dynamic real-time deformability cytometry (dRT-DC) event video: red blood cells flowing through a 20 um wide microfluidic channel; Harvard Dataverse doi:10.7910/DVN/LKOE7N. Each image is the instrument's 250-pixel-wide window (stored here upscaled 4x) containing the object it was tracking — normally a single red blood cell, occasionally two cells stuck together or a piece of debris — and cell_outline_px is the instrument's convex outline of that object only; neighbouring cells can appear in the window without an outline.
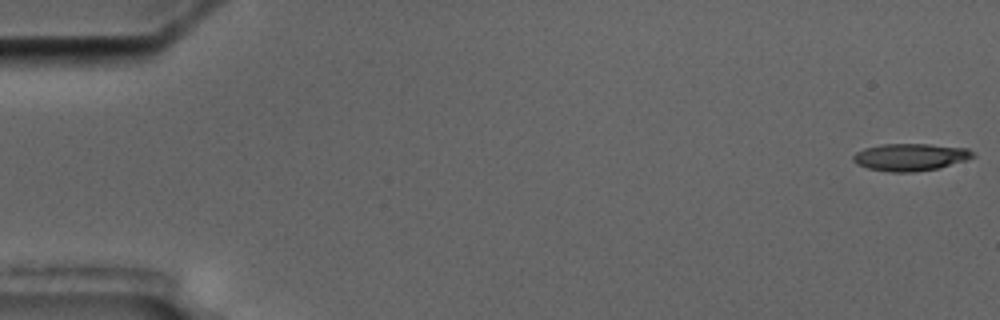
{"species": "common noctule bat (a hibernating species)", "species_latin": "Nyctalus noctula", "temperature_condition": "cold", "stored_images_in_passage": 15, "camera_frame_rate_fps": 3000, "um_per_image_px": 0.085, "animal": {"sex": "male", "body_mass_g": 17.5, "forearm_length_mm": 52.3}, "frame": {"image": 1, "passage_image": 1, "time_ms": 0.0, "image_size_px": [1000, 320], "cell_outline_px": [[976, 156], [968, 160], [940, 168], [912, 172], [892, 172], [868, 168], [856, 164], [852, 160], [852, 156], [856, 152], [864, 148], [884, 144], [928, 144], [968, 148], [976, 152]], "centroid_in_image_um": [77.43, 13.35], "position_along_channel_um": 7.6, "area_um2": 19.25}}
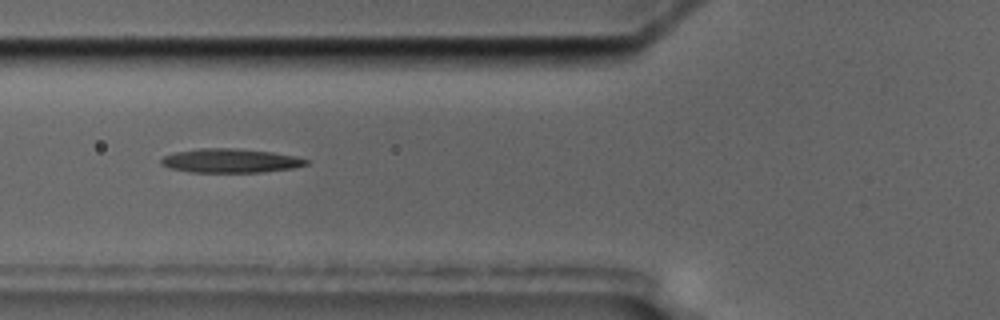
{"frame": {"image": 2, "passage_image": 6, "time_ms": 7.0, "image_size_px": [1000, 320], "cell_outline_px": [[308, 164], [292, 168], [264, 172], [192, 172], [172, 168], [160, 164], [160, 160], [164, 156], [176, 152], [200, 148], [236, 148], [272, 152], [296, 156], [308, 160]], "centroid_in_image_um": [19.6, 13.65], "position_along_channel_um": 106.2, "area_um2": 20.17}}
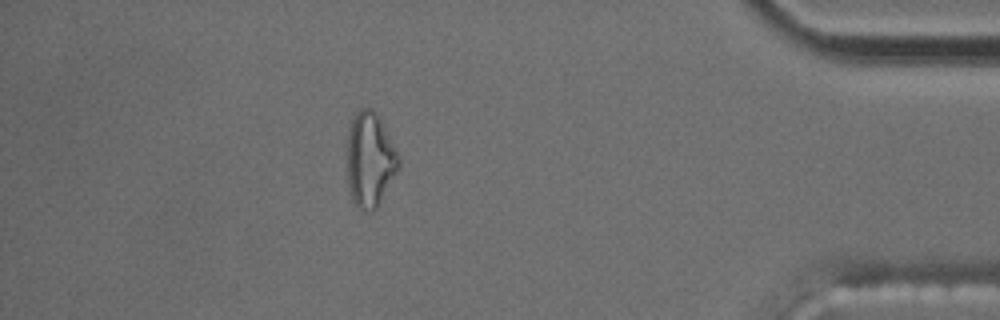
{"frame": {"image": 3, "passage_image": 14, "time_ms": 16.667, "image_size_px": [1000, 320], "cell_outline_px": [[400, 168], [376, 208], [372, 212], [360, 208], [356, 204], [348, 188], [348, 128], [352, 116], [360, 108], [372, 108], [376, 112], [400, 156]], "centroid_in_image_um": [31.46, 13.54], "position_along_channel_um": 403.7, "area_um2": 28.38}}